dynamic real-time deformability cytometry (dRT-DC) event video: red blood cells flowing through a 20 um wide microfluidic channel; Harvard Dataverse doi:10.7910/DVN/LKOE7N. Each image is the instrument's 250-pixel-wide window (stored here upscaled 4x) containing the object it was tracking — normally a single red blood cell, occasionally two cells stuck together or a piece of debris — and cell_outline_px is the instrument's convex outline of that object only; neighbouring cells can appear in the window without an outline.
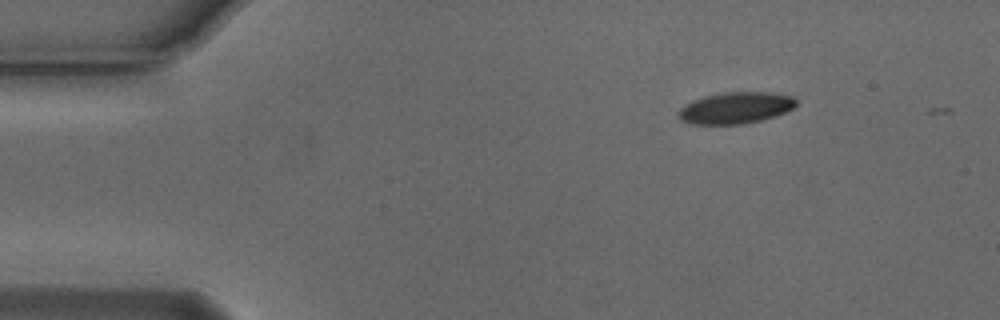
{"species": "Egyptian fruit bat (a non-hibernating species)", "species_latin": "Rousettus aegyptiacus", "temperature_condition": "cold", "stored_images_in_passage": 2, "camera_frame_rate_fps": 3000, "um_per_image_px": 0.085, "animal": {"sex": "male"}, "frame": {"image": 1, "passage_image": 1, "time_ms": 0.0, "image_size_px": [1000, 320], "cell_outline_px": [[796, 104], [792, 108], [776, 116], [744, 124], [692, 124], [680, 120], [676, 112], [684, 104], [692, 100], [704, 96], [724, 92], [772, 92], [792, 96], [796, 100]], "centroid_in_image_um": [62.48, 9.17], "position_along_channel_um": 22.5, "area_um2": 21.73}}